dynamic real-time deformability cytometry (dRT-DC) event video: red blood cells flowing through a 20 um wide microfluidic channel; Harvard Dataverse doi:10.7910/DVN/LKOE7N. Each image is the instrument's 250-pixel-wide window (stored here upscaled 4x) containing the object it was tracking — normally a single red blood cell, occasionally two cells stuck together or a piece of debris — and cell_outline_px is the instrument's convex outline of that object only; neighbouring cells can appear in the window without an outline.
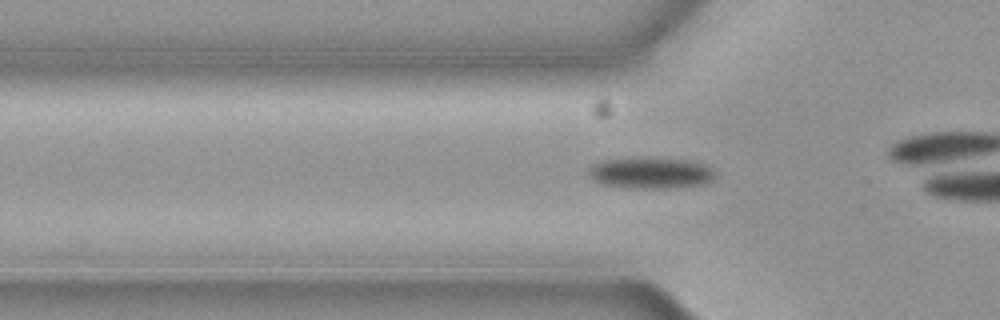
{"species": "common noctule bat (a hibernating species)", "species_latin": "Nyctalus noctula", "temperature_condition": "cold", "stored_images_in_passage": 32, "camera_frame_rate_fps": 3000, "um_per_image_px": 0.085, "animal": {"sex": "female", "body_mass_g": 19.3, "forearm_length_mm": 54.1}, "frame": {"image": 1, "passage_image": 6, "time_ms": 1.667, "image_size_px": [1000, 320], "cell_outline_px": [[716, 176], [712, 180], [704, 184], [668, 188], [624, 188], [600, 184], [592, 180], [588, 176], [588, 168], [592, 164], [604, 160], [688, 160], [708, 164], [716, 168]], "centroid_in_image_um": [55.34, 14.74], "position_along_channel_um": 70.5, "area_um2": 22.77}}
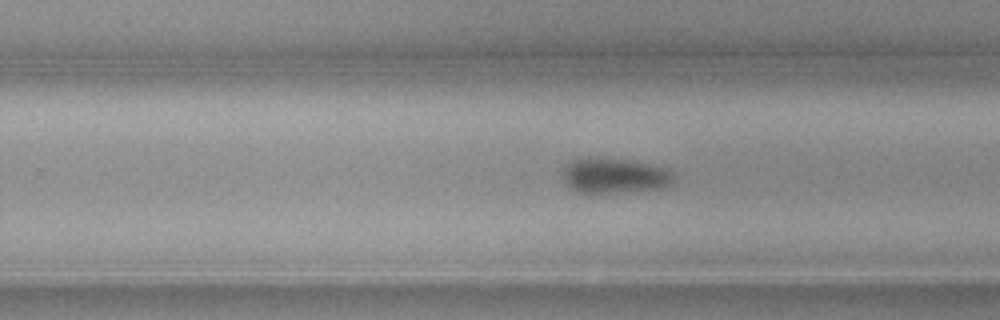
{"frame": {"image": 2, "passage_image": 23, "time_ms": 7.333, "image_size_px": [1000, 320], "cell_outline_px": [[676, 180], [672, 184], [664, 188], [616, 192], [580, 192], [572, 188], [564, 180], [564, 164], [572, 160], [588, 156], [628, 160], [664, 168], [672, 172]], "centroid_in_image_um": [52.24, 14.91], "position_along_channel_um": 277.6, "area_um2": 22.6}}
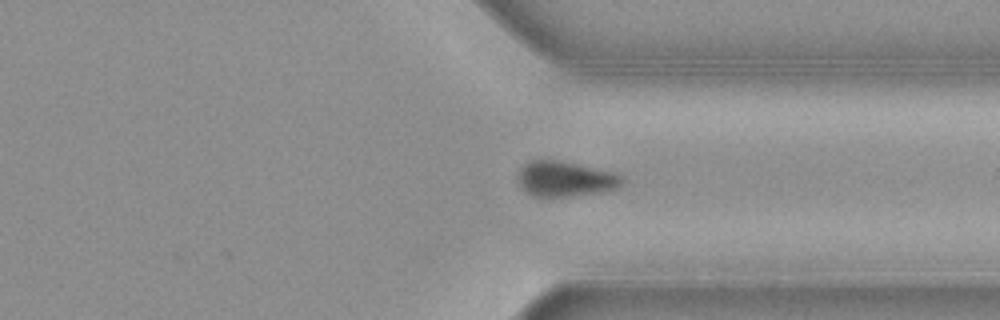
{"frame": {"image": 3, "passage_image": 30, "time_ms": 9.667, "image_size_px": [1000, 320], "cell_outline_px": [[624, 180], [616, 188], [600, 192], [552, 200], [532, 196], [520, 184], [520, 168], [528, 160], [556, 160], [616, 172], [624, 176]], "centroid_in_image_um": [48.06, 15.25], "position_along_channel_um": 363.3, "area_um2": 21.79}}